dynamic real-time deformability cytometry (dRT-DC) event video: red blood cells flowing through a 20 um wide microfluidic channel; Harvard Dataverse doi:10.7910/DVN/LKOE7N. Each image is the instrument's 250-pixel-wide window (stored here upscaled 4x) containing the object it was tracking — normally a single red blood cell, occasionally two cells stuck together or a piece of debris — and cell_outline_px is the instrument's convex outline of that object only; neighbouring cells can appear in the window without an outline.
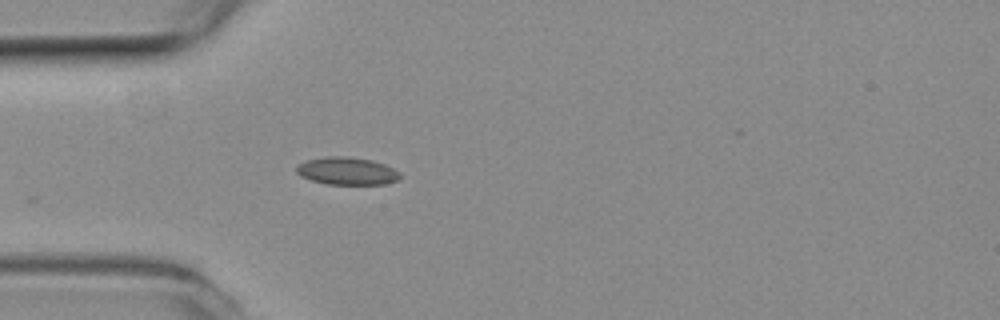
{"species": "common noctule bat (a hibernating species)", "species_latin": "Nyctalus noctula", "temperature_condition": "room temperature", "stored_images_in_passage": 5, "camera_frame_rate_fps": 3000, "um_per_image_px": 0.085, "animal": {"sex": "female", "body_mass_g": 19.3, "forearm_length_mm": 54.1}, "frame": {"image": 1, "passage_image": 1, "time_ms": 0.0, "image_size_px": [1000, 320], "cell_outline_px": [[400, 180], [384, 184], [328, 184], [312, 180], [300, 176], [296, 172], [296, 164], [308, 160], [324, 156], [348, 156], [372, 160], [384, 164], [400, 172]], "centroid_in_image_um": [29.49, 14.53], "position_along_channel_um": 55.5, "area_um2": 16.76}}